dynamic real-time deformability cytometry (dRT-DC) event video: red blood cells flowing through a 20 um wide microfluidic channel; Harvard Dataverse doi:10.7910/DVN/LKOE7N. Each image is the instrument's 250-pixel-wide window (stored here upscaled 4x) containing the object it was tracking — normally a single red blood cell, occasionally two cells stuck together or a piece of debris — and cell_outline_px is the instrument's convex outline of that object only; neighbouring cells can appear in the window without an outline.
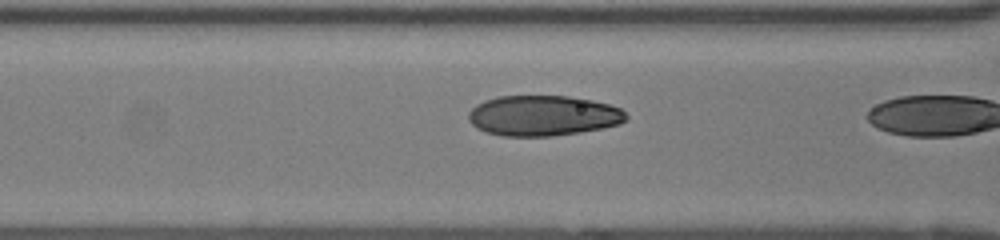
{"species": "human", "species_latin": "Homo sapiens", "temperature_condition": "room temperature", "stored_images_in_passage": 24, "camera_frame_rate_fps": 3000, "um_per_image_px": 0.085, "donor": {"sex": "female"}, "frame": {"image": 1, "passage_image": 23, "time_ms": 7.333, "image_size_px": [1000, 240], "cell_outline_px": [[628, 120], [620, 124], [580, 132], [552, 136], [500, 136], [484, 132], [476, 128], [468, 120], [468, 112], [476, 104], [484, 100], [496, 96], [568, 96], [592, 100], [608, 104], [620, 108], [628, 116]], "centroid_in_image_um": [46.13, 9.83], "position_along_channel_um": 120.5, "area_um2": 37.4}}